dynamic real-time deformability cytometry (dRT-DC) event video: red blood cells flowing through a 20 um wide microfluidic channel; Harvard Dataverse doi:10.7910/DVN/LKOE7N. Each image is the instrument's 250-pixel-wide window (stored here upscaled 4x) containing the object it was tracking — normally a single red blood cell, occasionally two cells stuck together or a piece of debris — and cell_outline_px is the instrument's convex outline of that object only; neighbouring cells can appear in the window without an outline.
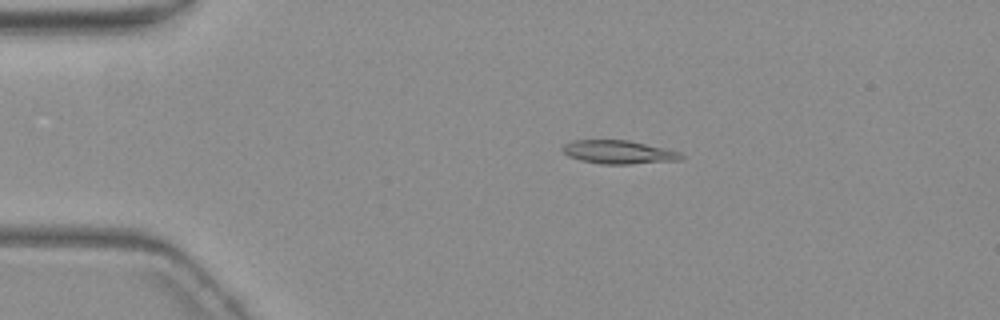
{"species": "common noctule bat (a hibernating species)", "species_latin": "Nyctalus noctula", "temperature_condition": "warm", "stored_images_in_passage": 6, "camera_frame_rate_fps": 3000, "um_per_image_px": 0.085, "animal": {"sex": "female", "body_mass_g": 19.3, "forearm_length_mm": 54.1}, "frame": {"image": 1, "passage_image": 2, "time_ms": 1.333, "image_size_px": [1000, 320], "cell_outline_px": [[684, 156], [680, 160], [628, 164], [600, 164], [580, 160], [568, 156], [560, 148], [564, 144], [572, 140], [628, 140], [664, 148], [680, 152]], "centroid_in_image_um": [52.54, 12.93], "position_along_channel_um": 32.5, "area_um2": 16.18}}
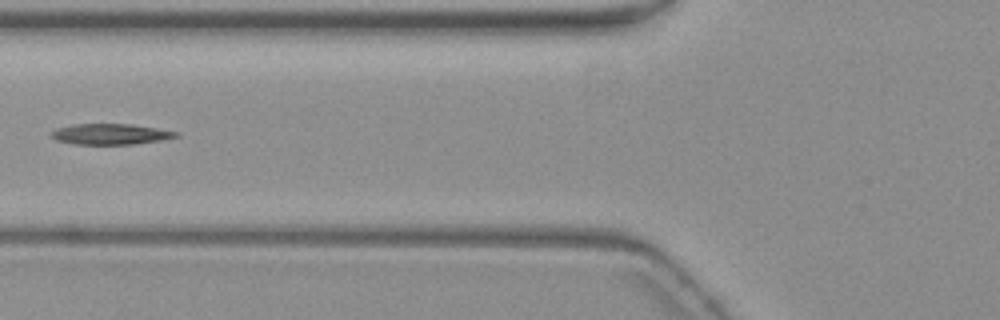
{"frame": {"image": 2, "passage_image": 5, "time_ms": 5.0, "image_size_px": [1000, 320], "cell_outline_px": [[180, 136], [160, 140], [136, 144], [72, 144], [56, 140], [52, 136], [52, 132], [56, 128], [76, 124], [132, 124], [180, 132]], "centroid_in_image_um": [9.42, 11.4], "position_along_channel_um": 116.4, "area_um2": 15.03}}
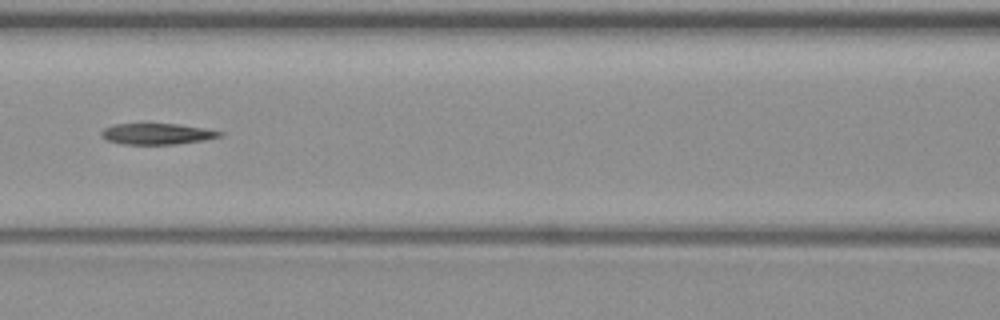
{"frame": {"image": 3, "passage_image": 6, "time_ms": 6.0, "image_size_px": [1000, 320], "cell_outline_px": [[224, 136], [204, 140], [176, 144], [124, 144], [108, 140], [100, 136], [100, 132], [104, 128], [112, 124], [176, 124], [224, 132]], "centroid_in_image_um": [13.33, 11.38], "position_along_channel_um": 153.3, "area_um2": 14.39}}